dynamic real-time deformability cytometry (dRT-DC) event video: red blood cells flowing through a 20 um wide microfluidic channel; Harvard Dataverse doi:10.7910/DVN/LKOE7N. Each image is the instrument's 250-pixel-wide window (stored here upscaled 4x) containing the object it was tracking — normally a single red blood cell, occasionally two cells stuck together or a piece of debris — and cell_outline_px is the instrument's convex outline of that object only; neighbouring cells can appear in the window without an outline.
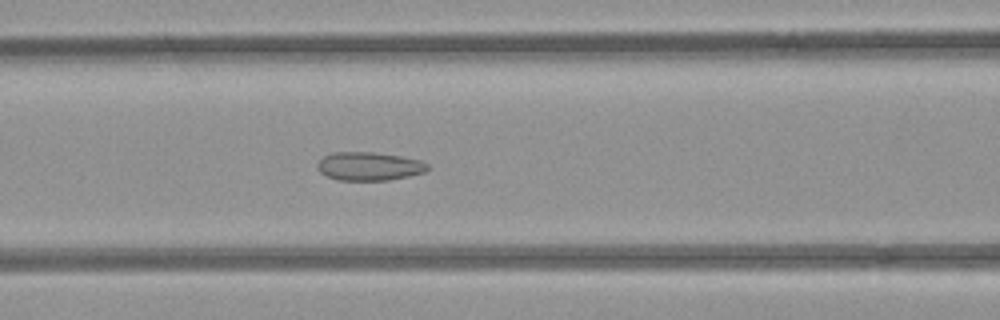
{"species": "common noctule bat (a hibernating species)", "species_latin": "Nyctalus noctula", "temperature_condition": "room temperature", "stored_images_in_passage": 53, "camera_frame_rate_fps": 3000, "um_per_image_px": 0.085, "animal": {"sex": "female", "body_mass_g": 21.9}, "frame": {"image": 1, "passage_image": 22, "time_ms": 7.0, "image_size_px": [1000, 320], "cell_outline_px": [[428, 168], [424, 172], [408, 176], [388, 180], [336, 180], [320, 172], [316, 168], [316, 164], [324, 156], [332, 152], [372, 152], [404, 156], [420, 160], [428, 164]], "centroid_in_image_um": [31.36, 14.12], "position_along_channel_um": 135.2, "area_um2": 18.32}}
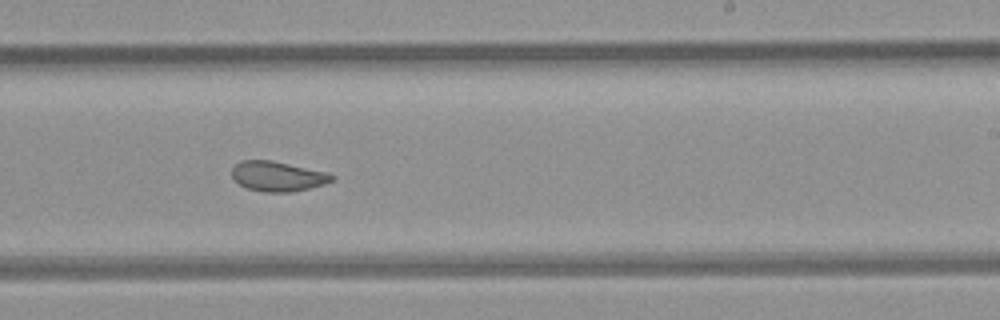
{"frame": {"image": 2, "passage_image": 32, "time_ms": 10.333, "image_size_px": [1000, 320], "cell_outline_px": [[336, 180], [324, 184], [292, 192], [264, 192], [248, 188], [240, 184], [232, 176], [232, 168], [240, 160], [272, 160], [324, 172], [336, 176]], "centroid_in_image_um": [23.61, 14.98], "position_along_channel_um": 265.4, "area_um2": 17.28}}
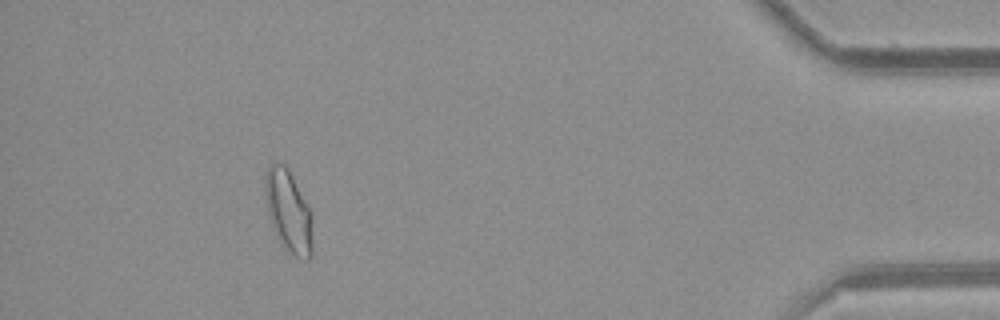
{"frame": {"image": 3, "passage_image": 48, "time_ms": 15.667, "image_size_px": [1000, 320], "cell_outline_px": [[312, 256], [308, 260], [296, 256], [284, 248], [280, 244], [272, 224], [268, 212], [268, 168], [276, 160], [284, 164], [288, 168], [312, 212]], "centroid_in_image_um": [24.6, 18.02], "position_along_channel_um": 410.6, "area_um2": 22.02}, "authors_computed_cell_mechanics": {"area_um2": 20.23, "velocity_mm_per_s": 3.9089, "shape_relaxation_time_tau1_ms": null, "shape_relaxation_time_tau2_ms": 1.3305, "deformation_change_tau1": null, "deformation_change_tau2": 0.0669}}